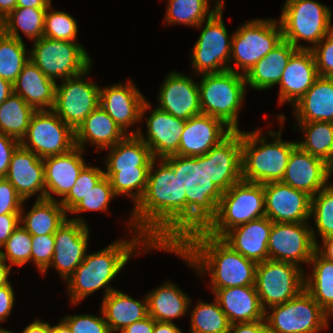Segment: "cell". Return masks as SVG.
Instances as JSON below:
<instances>
[{"label": "cell", "mask_w": 333, "mask_h": 333, "mask_svg": "<svg viewBox=\"0 0 333 333\" xmlns=\"http://www.w3.org/2000/svg\"><path fill=\"white\" fill-rule=\"evenodd\" d=\"M26 202L40 192L37 200L45 199L44 163L34 152L19 145L13 152L5 177Z\"/></svg>", "instance_id": "obj_24"}, {"label": "cell", "mask_w": 333, "mask_h": 333, "mask_svg": "<svg viewBox=\"0 0 333 333\" xmlns=\"http://www.w3.org/2000/svg\"><path fill=\"white\" fill-rule=\"evenodd\" d=\"M100 106L128 135L126 130L142 120L151 104L144 98L132 80L100 89ZM137 122V123H136Z\"/></svg>", "instance_id": "obj_19"}, {"label": "cell", "mask_w": 333, "mask_h": 333, "mask_svg": "<svg viewBox=\"0 0 333 333\" xmlns=\"http://www.w3.org/2000/svg\"><path fill=\"white\" fill-rule=\"evenodd\" d=\"M331 12L315 0H286L279 20L283 39L296 49H313L333 30ZM299 40L312 45H301Z\"/></svg>", "instance_id": "obj_8"}, {"label": "cell", "mask_w": 333, "mask_h": 333, "mask_svg": "<svg viewBox=\"0 0 333 333\" xmlns=\"http://www.w3.org/2000/svg\"><path fill=\"white\" fill-rule=\"evenodd\" d=\"M179 255L196 274L211 275V289L254 286L257 263L203 229L190 232L175 247H154ZM207 270V271H206Z\"/></svg>", "instance_id": "obj_2"}, {"label": "cell", "mask_w": 333, "mask_h": 333, "mask_svg": "<svg viewBox=\"0 0 333 333\" xmlns=\"http://www.w3.org/2000/svg\"><path fill=\"white\" fill-rule=\"evenodd\" d=\"M322 242L321 248L316 245V251L326 260L333 262V235L322 239Z\"/></svg>", "instance_id": "obj_60"}, {"label": "cell", "mask_w": 333, "mask_h": 333, "mask_svg": "<svg viewBox=\"0 0 333 333\" xmlns=\"http://www.w3.org/2000/svg\"><path fill=\"white\" fill-rule=\"evenodd\" d=\"M214 4L216 3V8L217 9H222L223 10V3H224V0H216L213 2Z\"/></svg>", "instance_id": "obj_70"}, {"label": "cell", "mask_w": 333, "mask_h": 333, "mask_svg": "<svg viewBox=\"0 0 333 333\" xmlns=\"http://www.w3.org/2000/svg\"><path fill=\"white\" fill-rule=\"evenodd\" d=\"M0 333H14V332L6 330L5 328L3 329V328L0 327Z\"/></svg>", "instance_id": "obj_71"}, {"label": "cell", "mask_w": 333, "mask_h": 333, "mask_svg": "<svg viewBox=\"0 0 333 333\" xmlns=\"http://www.w3.org/2000/svg\"><path fill=\"white\" fill-rule=\"evenodd\" d=\"M29 59L23 40L7 36L0 30V77L13 84Z\"/></svg>", "instance_id": "obj_43"}, {"label": "cell", "mask_w": 333, "mask_h": 333, "mask_svg": "<svg viewBox=\"0 0 333 333\" xmlns=\"http://www.w3.org/2000/svg\"><path fill=\"white\" fill-rule=\"evenodd\" d=\"M297 50L283 39L245 74L246 85L261 91L278 85L290 57Z\"/></svg>", "instance_id": "obj_33"}, {"label": "cell", "mask_w": 333, "mask_h": 333, "mask_svg": "<svg viewBox=\"0 0 333 333\" xmlns=\"http://www.w3.org/2000/svg\"><path fill=\"white\" fill-rule=\"evenodd\" d=\"M58 325L51 327V333H71L68 325L61 319Z\"/></svg>", "instance_id": "obj_67"}, {"label": "cell", "mask_w": 333, "mask_h": 333, "mask_svg": "<svg viewBox=\"0 0 333 333\" xmlns=\"http://www.w3.org/2000/svg\"><path fill=\"white\" fill-rule=\"evenodd\" d=\"M281 182L314 196L328 186L326 162L297 145L289 156Z\"/></svg>", "instance_id": "obj_25"}, {"label": "cell", "mask_w": 333, "mask_h": 333, "mask_svg": "<svg viewBox=\"0 0 333 333\" xmlns=\"http://www.w3.org/2000/svg\"><path fill=\"white\" fill-rule=\"evenodd\" d=\"M23 213L22 206L20 224L22 223V227L32 236L55 234L68 215L59 199L36 200L29 212Z\"/></svg>", "instance_id": "obj_37"}, {"label": "cell", "mask_w": 333, "mask_h": 333, "mask_svg": "<svg viewBox=\"0 0 333 333\" xmlns=\"http://www.w3.org/2000/svg\"><path fill=\"white\" fill-rule=\"evenodd\" d=\"M280 131H268L274 139L269 143L266 135H261V130L252 132L242 131L241 160L242 180L259 184L279 182L285 174L287 162L297 142L281 140L284 115H278ZM260 143V146L258 145Z\"/></svg>", "instance_id": "obj_5"}, {"label": "cell", "mask_w": 333, "mask_h": 333, "mask_svg": "<svg viewBox=\"0 0 333 333\" xmlns=\"http://www.w3.org/2000/svg\"><path fill=\"white\" fill-rule=\"evenodd\" d=\"M79 147L68 153L43 159L45 172V199L56 200L51 193L62 199L70 192L80 172L87 165Z\"/></svg>", "instance_id": "obj_28"}, {"label": "cell", "mask_w": 333, "mask_h": 333, "mask_svg": "<svg viewBox=\"0 0 333 333\" xmlns=\"http://www.w3.org/2000/svg\"><path fill=\"white\" fill-rule=\"evenodd\" d=\"M299 266L281 261L265 260L257 263L255 289L262 308L291 300L305 288V271Z\"/></svg>", "instance_id": "obj_11"}, {"label": "cell", "mask_w": 333, "mask_h": 333, "mask_svg": "<svg viewBox=\"0 0 333 333\" xmlns=\"http://www.w3.org/2000/svg\"><path fill=\"white\" fill-rule=\"evenodd\" d=\"M277 23V24H276ZM283 40L282 27L275 19H256L241 25L232 35L229 70L245 75Z\"/></svg>", "instance_id": "obj_9"}, {"label": "cell", "mask_w": 333, "mask_h": 333, "mask_svg": "<svg viewBox=\"0 0 333 333\" xmlns=\"http://www.w3.org/2000/svg\"><path fill=\"white\" fill-rule=\"evenodd\" d=\"M265 216L277 223L308 222L312 196L279 182L263 184Z\"/></svg>", "instance_id": "obj_18"}, {"label": "cell", "mask_w": 333, "mask_h": 333, "mask_svg": "<svg viewBox=\"0 0 333 333\" xmlns=\"http://www.w3.org/2000/svg\"><path fill=\"white\" fill-rule=\"evenodd\" d=\"M116 197L109 179L104 175L69 213L84 211H107L112 198Z\"/></svg>", "instance_id": "obj_50"}, {"label": "cell", "mask_w": 333, "mask_h": 333, "mask_svg": "<svg viewBox=\"0 0 333 333\" xmlns=\"http://www.w3.org/2000/svg\"><path fill=\"white\" fill-rule=\"evenodd\" d=\"M264 216L263 184L240 180L223 192L216 216L203 230L211 236L221 238L232 228Z\"/></svg>", "instance_id": "obj_7"}, {"label": "cell", "mask_w": 333, "mask_h": 333, "mask_svg": "<svg viewBox=\"0 0 333 333\" xmlns=\"http://www.w3.org/2000/svg\"><path fill=\"white\" fill-rule=\"evenodd\" d=\"M13 93V84L0 77V105Z\"/></svg>", "instance_id": "obj_65"}, {"label": "cell", "mask_w": 333, "mask_h": 333, "mask_svg": "<svg viewBox=\"0 0 333 333\" xmlns=\"http://www.w3.org/2000/svg\"><path fill=\"white\" fill-rule=\"evenodd\" d=\"M189 333H228L230 323L217 300L214 303L199 302L191 311Z\"/></svg>", "instance_id": "obj_44"}, {"label": "cell", "mask_w": 333, "mask_h": 333, "mask_svg": "<svg viewBox=\"0 0 333 333\" xmlns=\"http://www.w3.org/2000/svg\"><path fill=\"white\" fill-rule=\"evenodd\" d=\"M100 313V317L89 314L67 315L62 320L68 325L71 333H112L101 309Z\"/></svg>", "instance_id": "obj_51"}, {"label": "cell", "mask_w": 333, "mask_h": 333, "mask_svg": "<svg viewBox=\"0 0 333 333\" xmlns=\"http://www.w3.org/2000/svg\"><path fill=\"white\" fill-rule=\"evenodd\" d=\"M155 325V320L147 315L145 318L133 322L126 328H124L121 333H153Z\"/></svg>", "instance_id": "obj_58"}, {"label": "cell", "mask_w": 333, "mask_h": 333, "mask_svg": "<svg viewBox=\"0 0 333 333\" xmlns=\"http://www.w3.org/2000/svg\"><path fill=\"white\" fill-rule=\"evenodd\" d=\"M30 60L48 78L56 81L74 77L91 65L89 54L76 41H63L46 37L34 40Z\"/></svg>", "instance_id": "obj_10"}, {"label": "cell", "mask_w": 333, "mask_h": 333, "mask_svg": "<svg viewBox=\"0 0 333 333\" xmlns=\"http://www.w3.org/2000/svg\"><path fill=\"white\" fill-rule=\"evenodd\" d=\"M153 333H183L173 322L155 321Z\"/></svg>", "instance_id": "obj_62"}, {"label": "cell", "mask_w": 333, "mask_h": 333, "mask_svg": "<svg viewBox=\"0 0 333 333\" xmlns=\"http://www.w3.org/2000/svg\"><path fill=\"white\" fill-rule=\"evenodd\" d=\"M17 7V0H0V21Z\"/></svg>", "instance_id": "obj_64"}, {"label": "cell", "mask_w": 333, "mask_h": 333, "mask_svg": "<svg viewBox=\"0 0 333 333\" xmlns=\"http://www.w3.org/2000/svg\"><path fill=\"white\" fill-rule=\"evenodd\" d=\"M230 324L265 320L255 286L211 289Z\"/></svg>", "instance_id": "obj_29"}, {"label": "cell", "mask_w": 333, "mask_h": 333, "mask_svg": "<svg viewBox=\"0 0 333 333\" xmlns=\"http://www.w3.org/2000/svg\"><path fill=\"white\" fill-rule=\"evenodd\" d=\"M183 183L186 192V236L204 229L216 216L223 192L211 181L208 152L202 156L180 155L164 159Z\"/></svg>", "instance_id": "obj_4"}, {"label": "cell", "mask_w": 333, "mask_h": 333, "mask_svg": "<svg viewBox=\"0 0 333 333\" xmlns=\"http://www.w3.org/2000/svg\"><path fill=\"white\" fill-rule=\"evenodd\" d=\"M232 131L219 118L202 113L195 115L185 122L178 155L186 157L205 155Z\"/></svg>", "instance_id": "obj_23"}, {"label": "cell", "mask_w": 333, "mask_h": 333, "mask_svg": "<svg viewBox=\"0 0 333 333\" xmlns=\"http://www.w3.org/2000/svg\"><path fill=\"white\" fill-rule=\"evenodd\" d=\"M273 222L266 216L236 226L221 239L233 250L256 263L268 260V240Z\"/></svg>", "instance_id": "obj_27"}, {"label": "cell", "mask_w": 333, "mask_h": 333, "mask_svg": "<svg viewBox=\"0 0 333 333\" xmlns=\"http://www.w3.org/2000/svg\"><path fill=\"white\" fill-rule=\"evenodd\" d=\"M222 13V9H218L205 21L193 47L191 63L199 75L229 70L232 35H228Z\"/></svg>", "instance_id": "obj_14"}, {"label": "cell", "mask_w": 333, "mask_h": 333, "mask_svg": "<svg viewBox=\"0 0 333 333\" xmlns=\"http://www.w3.org/2000/svg\"><path fill=\"white\" fill-rule=\"evenodd\" d=\"M90 68L91 66L81 74L66 78L60 85H56L52 110L74 131L100 105L101 88L97 83L86 80Z\"/></svg>", "instance_id": "obj_15"}, {"label": "cell", "mask_w": 333, "mask_h": 333, "mask_svg": "<svg viewBox=\"0 0 333 333\" xmlns=\"http://www.w3.org/2000/svg\"><path fill=\"white\" fill-rule=\"evenodd\" d=\"M311 50L315 57L318 75L333 77V30Z\"/></svg>", "instance_id": "obj_53"}, {"label": "cell", "mask_w": 333, "mask_h": 333, "mask_svg": "<svg viewBox=\"0 0 333 333\" xmlns=\"http://www.w3.org/2000/svg\"><path fill=\"white\" fill-rule=\"evenodd\" d=\"M321 239L333 235V183L312 196L311 214Z\"/></svg>", "instance_id": "obj_46"}, {"label": "cell", "mask_w": 333, "mask_h": 333, "mask_svg": "<svg viewBox=\"0 0 333 333\" xmlns=\"http://www.w3.org/2000/svg\"><path fill=\"white\" fill-rule=\"evenodd\" d=\"M157 99V108L185 121L202 113L198 83L178 72L168 74Z\"/></svg>", "instance_id": "obj_20"}, {"label": "cell", "mask_w": 333, "mask_h": 333, "mask_svg": "<svg viewBox=\"0 0 333 333\" xmlns=\"http://www.w3.org/2000/svg\"><path fill=\"white\" fill-rule=\"evenodd\" d=\"M51 2V0H17V7L47 9Z\"/></svg>", "instance_id": "obj_63"}, {"label": "cell", "mask_w": 333, "mask_h": 333, "mask_svg": "<svg viewBox=\"0 0 333 333\" xmlns=\"http://www.w3.org/2000/svg\"><path fill=\"white\" fill-rule=\"evenodd\" d=\"M148 174L149 169H128L116 173H104L109 179L115 195L125 194L130 196L133 199L134 207L145 193Z\"/></svg>", "instance_id": "obj_45"}, {"label": "cell", "mask_w": 333, "mask_h": 333, "mask_svg": "<svg viewBox=\"0 0 333 333\" xmlns=\"http://www.w3.org/2000/svg\"><path fill=\"white\" fill-rule=\"evenodd\" d=\"M46 9L16 7L0 21V30L7 36L23 40L18 30L33 41L43 37Z\"/></svg>", "instance_id": "obj_39"}, {"label": "cell", "mask_w": 333, "mask_h": 333, "mask_svg": "<svg viewBox=\"0 0 333 333\" xmlns=\"http://www.w3.org/2000/svg\"><path fill=\"white\" fill-rule=\"evenodd\" d=\"M22 333H51V326L46 322H42L41 319H36L26 326Z\"/></svg>", "instance_id": "obj_61"}, {"label": "cell", "mask_w": 333, "mask_h": 333, "mask_svg": "<svg viewBox=\"0 0 333 333\" xmlns=\"http://www.w3.org/2000/svg\"><path fill=\"white\" fill-rule=\"evenodd\" d=\"M0 249V259L5 262L10 261V266H23L31 260L32 235L21 225H19Z\"/></svg>", "instance_id": "obj_48"}, {"label": "cell", "mask_w": 333, "mask_h": 333, "mask_svg": "<svg viewBox=\"0 0 333 333\" xmlns=\"http://www.w3.org/2000/svg\"><path fill=\"white\" fill-rule=\"evenodd\" d=\"M11 271V266L7 265L6 262L0 259V287L10 284L8 280Z\"/></svg>", "instance_id": "obj_66"}, {"label": "cell", "mask_w": 333, "mask_h": 333, "mask_svg": "<svg viewBox=\"0 0 333 333\" xmlns=\"http://www.w3.org/2000/svg\"><path fill=\"white\" fill-rule=\"evenodd\" d=\"M127 135L99 105L75 130V145L85 151V144L90 143L101 151L114 146Z\"/></svg>", "instance_id": "obj_31"}, {"label": "cell", "mask_w": 333, "mask_h": 333, "mask_svg": "<svg viewBox=\"0 0 333 333\" xmlns=\"http://www.w3.org/2000/svg\"><path fill=\"white\" fill-rule=\"evenodd\" d=\"M259 333H279L276 329L272 328L267 322H265L259 329Z\"/></svg>", "instance_id": "obj_69"}, {"label": "cell", "mask_w": 333, "mask_h": 333, "mask_svg": "<svg viewBox=\"0 0 333 333\" xmlns=\"http://www.w3.org/2000/svg\"><path fill=\"white\" fill-rule=\"evenodd\" d=\"M165 22L185 24L200 28L218 9L213 5L210 10L208 0H167Z\"/></svg>", "instance_id": "obj_41"}, {"label": "cell", "mask_w": 333, "mask_h": 333, "mask_svg": "<svg viewBox=\"0 0 333 333\" xmlns=\"http://www.w3.org/2000/svg\"><path fill=\"white\" fill-rule=\"evenodd\" d=\"M19 145V140L0 133V178L6 177L12 154Z\"/></svg>", "instance_id": "obj_55"}, {"label": "cell", "mask_w": 333, "mask_h": 333, "mask_svg": "<svg viewBox=\"0 0 333 333\" xmlns=\"http://www.w3.org/2000/svg\"><path fill=\"white\" fill-rule=\"evenodd\" d=\"M297 125L305 134V140H300L297 145L326 162L333 151V122L312 121Z\"/></svg>", "instance_id": "obj_42"}, {"label": "cell", "mask_w": 333, "mask_h": 333, "mask_svg": "<svg viewBox=\"0 0 333 333\" xmlns=\"http://www.w3.org/2000/svg\"><path fill=\"white\" fill-rule=\"evenodd\" d=\"M292 106L298 123L333 122V77L319 76Z\"/></svg>", "instance_id": "obj_32"}, {"label": "cell", "mask_w": 333, "mask_h": 333, "mask_svg": "<svg viewBox=\"0 0 333 333\" xmlns=\"http://www.w3.org/2000/svg\"><path fill=\"white\" fill-rule=\"evenodd\" d=\"M14 300V291L11 283L0 287V323L9 317Z\"/></svg>", "instance_id": "obj_57"}, {"label": "cell", "mask_w": 333, "mask_h": 333, "mask_svg": "<svg viewBox=\"0 0 333 333\" xmlns=\"http://www.w3.org/2000/svg\"><path fill=\"white\" fill-rule=\"evenodd\" d=\"M50 9L52 10V4L45 12L43 36L56 40L76 41L78 33L76 20L66 12Z\"/></svg>", "instance_id": "obj_47"}, {"label": "cell", "mask_w": 333, "mask_h": 333, "mask_svg": "<svg viewBox=\"0 0 333 333\" xmlns=\"http://www.w3.org/2000/svg\"><path fill=\"white\" fill-rule=\"evenodd\" d=\"M328 320V313L305 289L265 311V321L279 333H319L328 328Z\"/></svg>", "instance_id": "obj_12"}, {"label": "cell", "mask_w": 333, "mask_h": 333, "mask_svg": "<svg viewBox=\"0 0 333 333\" xmlns=\"http://www.w3.org/2000/svg\"><path fill=\"white\" fill-rule=\"evenodd\" d=\"M35 112L20 95L13 92L0 105V133L21 141Z\"/></svg>", "instance_id": "obj_40"}, {"label": "cell", "mask_w": 333, "mask_h": 333, "mask_svg": "<svg viewBox=\"0 0 333 333\" xmlns=\"http://www.w3.org/2000/svg\"><path fill=\"white\" fill-rule=\"evenodd\" d=\"M25 201L6 178H0V215L21 213Z\"/></svg>", "instance_id": "obj_54"}, {"label": "cell", "mask_w": 333, "mask_h": 333, "mask_svg": "<svg viewBox=\"0 0 333 333\" xmlns=\"http://www.w3.org/2000/svg\"><path fill=\"white\" fill-rule=\"evenodd\" d=\"M308 265L313 266V269L311 276H304V289L333 317V262L315 251Z\"/></svg>", "instance_id": "obj_38"}, {"label": "cell", "mask_w": 333, "mask_h": 333, "mask_svg": "<svg viewBox=\"0 0 333 333\" xmlns=\"http://www.w3.org/2000/svg\"><path fill=\"white\" fill-rule=\"evenodd\" d=\"M307 224V225H306ZM316 231L308 222H273L268 240V259L301 267L309 264L318 245Z\"/></svg>", "instance_id": "obj_16"}, {"label": "cell", "mask_w": 333, "mask_h": 333, "mask_svg": "<svg viewBox=\"0 0 333 333\" xmlns=\"http://www.w3.org/2000/svg\"><path fill=\"white\" fill-rule=\"evenodd\" d=\"M242 131H232L208 152V171L211 181L226 192L242 180Z\"/></svg>", "instance_id": "obj_22"}, {"label": "cell", "mask_w": 333, "mask_h": 333, "mask_svg": "<svg viewBox=\"0 0 333 333\" xmlns=\"http://www.w3.org/2000/svg\"><path fill=\"white\" fill-rule=\"evenodd\" d=\"M56 85V81L44 75L29 59L13 83V92L20 95L36 111L52 110Z\"/></svg>", "instance_id": "obj_30"}, {"label": "cell", "mask_w": 333, "mask_h": 333, "mask_svg": "<svg viewBox=\"0 0 333 333\" xmlns=\"http://www.w3.org/2000/svg\"><path fill=\"white\" fill-rule=\"evenodd\" d=\"M103 176L104 171L100 167L86 165L80 172L70 192L63 199L59 200L64 210L70 212L94 188Z\"/></svg>", "instance_id": "obj_49"}, {"label": "cell", "mask_w": 333, "mask_h": 333, "mask_svg": "<svg viewBox=\"0 0 333 333\" xmlns=\"http://www.w3.org/2000/svg\"><path fill=\"white\" fill-rule=\"evenodd\" d=\"M245 75L231 70L203 74L198 83L202 114L221 119L233 131L246 94Z\"/></svg>", "instance_id": "obj_6"}, {"label": "cell", "mask_w": 333, "mask_h": 333, "mask_svg": "<svg viewBox=\"0 0 333 333\" xmlns=\"http://www.w3.org/2000/svg\"><path fill=\"white\" fill-rule=\"evenodd\" d=\"M319 77L316 61L311 49H298L285 67L279 82L278 102L293 105L313 85Z\"/></svg>", "instance_id": "obj_26"}, {"label": "cell", "mask_w": 333, "mask_h": 333, "mask_svg": "<svg viewBox=\"0 0 333 333\" xmlns=\"http://www.w3.org/2000/svg\"><path fill=\"white\" fill-rule=\"evenodd\" d=\"M148 315L155 321L171 322L186 315L191 298L176 284L167 282L146 295Z\"/></svg>", "instance_id": "obj_36"}, {"label": "cell", "mask_w": 333, "mask_h": 333, "mask_svg": "<svg viewBox=\"0 0 333 333\" xmlns=\"http://www.w3.org/2000/svg\"><path fill=\"white\" fill-rule=\"evenodd\" d=\"M331 174L333 175V151L326 161V175H327V182L329 181Z\"/></svg>", "instance_id": "obj_68"}, {"label": "cell", "mask_w": 333, "mask_h": 333, "mask_svg": "<svg viewBox=\"0 0 333 333\" xmlns=\"http://www.w3.org/2000/svg\"><path fill=\"white\" fill-rule=\"evenodd\" d=\"M156 161L151 163L145 193L127 224L132 235L139 232L154 247H175L186 236L185 187L164 159H159L157 168Z\"/></svg>", "instance_id": "obj_1"}, {"label": "cell", "mask_w": 333, "mask_h": 333, "mask_svg": "<svg viewBox=\"0 0 333 333\" xmlns=\"http://www.w3.org/2000/svg\"><path fill=\"white\" fill-rule=\"evenodd\" d=\"M106 150L110 152L105 160L104 173H116L128 169H150L154 159L150 148L137 135H127Z\"/></svg>", "instance_id": "obj_35"}, {"label": "cell", "mask_w": 333, "mask_h": 333, "mask_svg": "<svg viewBox=\"0 0 333 333\" xmlns=\"http://www.w3.org/2000/svg\"><path fill=\"white\" fill-rule=\"evenodd\" d=\"M20 145L41 159L62 155L76 147L75 131L53 110H39L32 115Z\"/></svg>", "instance_id": "obj_13"}, {"label": "cell", "mask_w": 333, "mask_h": 333, "mask_svg": "<svg viewBox=\"0 0 333 333\" xmlns=\"http://www.w3.org/2000/svg\"><path fill=\"white\" fill-rule=\"evenodd\" d=\"M54 248V234L32 236L31 260L41 273L50 265Z\"/></svg>", "instance_id": "obj_52"}, {"label": "cell", "mask_w": 333, "mask_h": 333, "mask_svg": "<svg viewBox=\"0 0 333 333\" xmlns=\"http://www.w3.org/2000/svg\"><path fill=\"white\" fill-rule=\"evenodd\" d=\"M185 122L156 107L146 119L147 137L140 129L132 131L130 135H137L150 148L153 158L165 159L178 155Z\"/></svg>", "instance_id": "obj_21"}, {"label": "cell", "mask_w": 333, "mask_h": 333, "mask_svg": "<svg viewBox=\"0 0 333 333\" xmlns=\"http://www.w3.org/2000/svg\"><path fill=\"white\" fill-rule=\"evenodd\" d=\"M20 225V213L0 215V248L6 243L13 231Z\"/></svg>", "instance_id": "obj_56"}, {"label": "cell", "mask_w": 333, "mask_h": 333, "mask_svg": "<svg viewBox=\"0 0 333 333\" xmlns=\"http://www.w3.org/2000/svg\"><path fill=\"white\" fill-rule=\"evenodd\" d=\"M55 248L50 265L66 282L83 262L88 248L89 227L84 218H67L54 234Z\"/></svg>", "instance_id": "obj_17"}, {"label": "cell", "mask_w": 333, "mask_h": 333, "mask_svg": "<svg viewBox=\"0 0 333 333\" xmlns=\"http://www.w3.org/2000/svg\"><path fill=\"white\" fill-rule=\"evenodd\" d=\"M101 310L110 331H122L148 315L147 298L141 302L115 289L103 297Z\"/></svg>", "instance_id": "obj_34"}, {"label": "cell", "mask_w": 333, "mask_h": 333, "mask_svg": "<svg viewBox=\"0 0 333 333\" xmlns=\"http://www.w3.org/2000/svg\"><path fill=\"white\" fill-rule=\"evenodd\" d=\"M134 235L129 241L122 239L98 252L85 255L83 262L66 281L71 304H80L84 298L101 288H105L106 297L115 290L110 287L109 282L123 269L134 253L135 256L136 252L140 254L137 249L146 253L154 248L139 232L135 231Z\"/></svg>", "instance_id": "obj_3"}, {"label": "cell", "mask_w": 333, "mask_h": 333, "mask_svg": "<svg viewBox=\"0 0 333 333\" xmlns=\"http://www.w3.org/2000/svg\"><path fill=\"white\" fill-rule=\"evenodd\" d=\"M265 320L255 322H243L230 324L228 333H259L260 327L265 323Z\"/></svg>", "instance_id": "obj_59"}]
</instances>
